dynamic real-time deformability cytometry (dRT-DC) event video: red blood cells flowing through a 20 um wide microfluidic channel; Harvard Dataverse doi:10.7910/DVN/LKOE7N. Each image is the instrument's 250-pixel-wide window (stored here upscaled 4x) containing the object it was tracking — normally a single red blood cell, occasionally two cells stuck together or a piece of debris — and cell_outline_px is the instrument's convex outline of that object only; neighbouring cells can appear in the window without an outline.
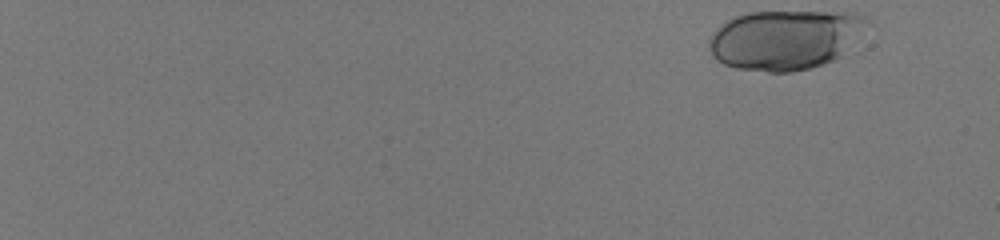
{"species": "human", "species_latin": "Homo sapiens", "temperature_condition": "room temperature", "stored_images_in_passage": 19, "camera_frame_rate_fps": 3000, "um_per_image_px": 0.085, "donor": {"sex": "male"}, "frame": {"image": 1, "passage_image": 1, "time_ms": 0.0, "image_size_px": [1000, 240], "cell_outline_px": [[876, 24], [840, 56], [824, 64], [792, 72], [768, 72], [736, 68], [724, 64], [716, 60], [712, 56], [708, 48], [708, 40], [712, 32], [716, 28], [728, 20], [736, 16], [748, 12], [852, 12], [868, 16]], "centroid_in_image_um": [66.82, 3.35], "position_along_channel_um": 18.2, "area_um2": 56.18}}
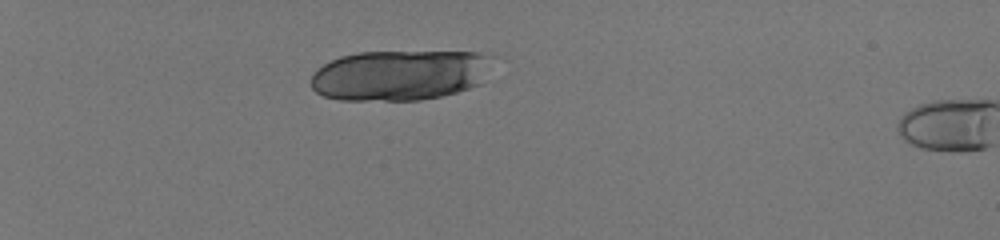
{"frame": {"image": 2, "passage_image": 16, "time_ms": 5.0, "image_size_px": [1000, 240], "cell_outline_px": [[504, 56], [480, 84], [456, 92], [440, 96], [420, 100], [340, 100], [324, 96], [316, 92], [312, 88], [312, 76], [316, 68], [340, 56], [360, 52], [480, 52]], "centroid_in_image_um": [34.14, 6.36], "position_along_channel_um": 50.9, "area_um2": 54.51}}